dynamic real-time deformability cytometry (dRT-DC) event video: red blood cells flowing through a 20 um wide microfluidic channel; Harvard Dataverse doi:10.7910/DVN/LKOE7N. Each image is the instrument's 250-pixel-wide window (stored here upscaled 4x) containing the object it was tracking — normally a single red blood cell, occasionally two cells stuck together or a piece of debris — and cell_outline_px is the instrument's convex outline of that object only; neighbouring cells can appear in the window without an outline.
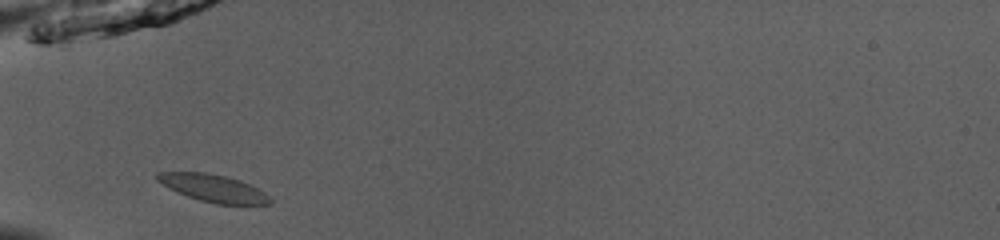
{"species": "common noctule bat (a hibernating species)", "species_latin": "Nyctalus noctula", "temperature_condition": "room temperature", "stored_images_in_passage": 34, "camera_frame_rate_fps": 3000, "um_per_image_px": 0.085, "animal": {"sex": "male", "body_mass_g": 13.0, "forearm_length_mm": 53.1}, "frame": {"image": 1, "passage_image": 1, "time_ms": 0.0, "image_size_px": [1000, 240], "cell_outline_px": [[272, 204], [216, 204], [200, 200], [176, 192], [168, 188], [156, 180], [156, 172], [208, 172], [228, 176], [240, 180], [264, 192], [272, 200]], "centroid_in_image_um": [18.1, 15.98], "position_along_channel_um": 66.9, "area_um2": 18.03}}
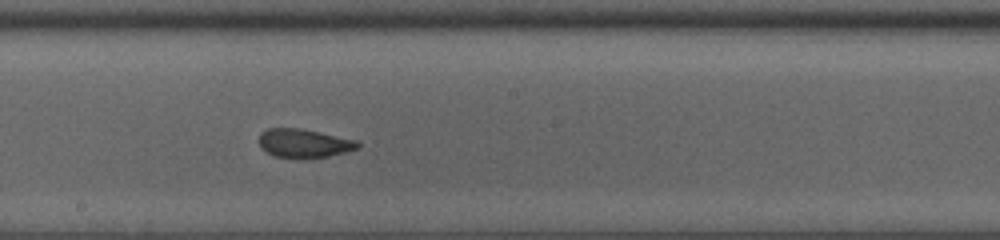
{"frame": {"image": 2, "passage_image": 13, "time_ms": 4.0, "image_size_px": [1000, 240], "cell_outline_px": [[360, 148], [348, 152], [328, 156], [304, 160], [272, 156], [260, 148], [260, 132], [268, 128], [300, 128], [360, 140]], "centroid_in_image_um": [25.88, 12.2], "position_along_channel_um": 222.3, "area_um2": 17.17}}
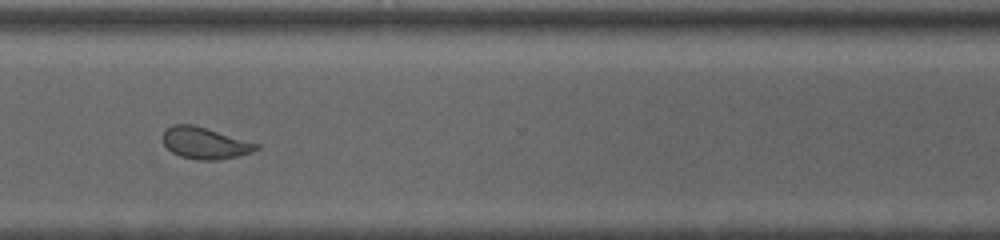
{"frame": {"image": 3, "passage_image": 23, "time_ms": 7.333, "image_size_px": [1000, 240], "cell_outline_px": [[260, 148], [252, 152], [240, 156], [216, 160], [196, 160], [180, 156], [172, 152], [164, 144], [164, 128], [172, 124], [192, 124], [260, 144]], "centroid_in_image_um": [17.43, 12.17], "position_along_channel_um": 353.2, "area_um2": 17.22}, "authors_computed_cell_mechanics": {"area_um2": 17.2822, "velocity_mm_per_s": 3.935, "shape_relaxation_time_tau1_ms": null, "shape_relaxation_time_tau2_ms": 0.8225, "deformation_change_tau1": null, "deformation_change_tau2": 0.0656}}